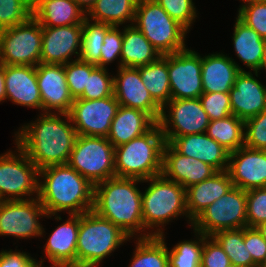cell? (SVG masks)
I'll return each mask as SVG.
<instances>
[{
    "mask_svg": "<svg viewBox=\"0 0 266 267\" xmlns=\"http://www.w3.org/2000/svg\"><path fill=\"white\" fill-rule=\"evenodd\" d=\"M38 117L15 133L16 146H19L39 169L68 164L77 137L69 114L41 113Z\"/></svg>",
    "mask_w": 266,
    "mask_h": 267,
    "instance_id": "obj_1",
    "label": "cell"
},
{
    "mask_svg": "<svg viewBox=\"0 0 266 267\" xmlns=\"http://www.w3.org/2000/svg\"><path fill=\"white\" fill-rule=\"evenodd\" d=\"M39 177L43 181L39 180L38 199L47 218L56 215V220H62L58 212L80 215L93 209L94 185L69 164L44 167Z\"/></svg>",
    "mask_w": 266,
    "mask_h": 267,
    "instance_id": "obj_2",
    "label": "cell"
},
{
    "mask_svg": "<svg viewBox=\"0 0 266 267\" xmlns=\"http://www.w3.org/2000/svg\"><path fill=\"white\" fill-rule=\"evenodd\" d=\"M139 182L143 181L115 176L94 185L92 210L120 227L130 238L140 232L138 238L151 236L143 226L142 192L136 187Z\"/></svg>",
    "mask_w": 266,
    "mask_h": 267,
    "instance_id": "obj_3",
    "label": "cell"
},
{
    "mask_svg": "<svg viewBox=\"0 0 266 267\" xmlns=\"http://www.w3.org/2000/svg\"><path fill=\"white\" fill-rule=\"evenodd\" d=\"M150 182L148 188L142 192V218L144 229L149 230L151 236H162L165 224L178 216H186L189 226L192 220L186 209V189L175 181L166 179L162 174L151 177L144 182ZM158 228L155 230L154 228ZM154 231V232H153Z\"/></svg>",
    "mask_w": 266,
    "mask_h": 267,
    "instance_id": "obj_4",
    "label": "cell"
},
{
    "mask_svg": "<svg viewBox=\"0 0 266 267\" xmlns=\"http://www.w3.org/2000/svg\"><path fill=\"white\" fill-rule=\"evenodd\" d=\"M165 143L157 123L144 135L115 147L116 177L143 181L161 175Z\"/></svg>",
    "mask_w": 266,
    "mask_h": 267,
    "instance_id": "obj_5",
    "label": "cell"
},
{
    "mask_svg": "<svg viewBox=\"0 0 266 267\" xmlns=\"http://www.w3.org/2000/svg\"><path fill=\"white\" fill-rule=\"evenodd\" d=\"M130 237L93 210L79 215L76 267H98Z\"/></svg>",
    "mask_w": 266,
    "mask_h": 267,
    "instance_id": "obj_6",
    "label": "cell"
},
{
    "mask_svg": "<svg viewBox=\"0 0 266 267\" xmlns=\"http://www.w3.org/2000/svg\"><path fill=\"white\" fill-rule=\"evenodd\" d=\"M133 25L161 56L186 49L188 31L176 22L156 0H138Z\"/></svg>",
    "mask_w": 266,
    "mask_h": 267,
    "instance_id": "obj_7",
    "label": "cell"
},
{
    "mask_svg": "<svg viewBox=\"0 0 266 267\" xmlns=\"http://www.w3.org/2000/svg\"><path fill=\"white\" fill-rule=\"evenodd\" d=\"M68 164L93 185L115 177V147L107 137L77 135Z\"/></svg>",
    "mask_w": 266,
    "mask_h": 267,
    "instance_id": "obj_8",
    "label": "cell"
},
{
    "mask_svg": "<svg viewBox=\"0 0 266 267\" xmlns=\"http://www.w3.org/2000/svg\"><path fill=\"white\" fill-rule=\"evenodd\" d=\"M0 155V201L34 199L39 193L40 169L19 147ZM16 152V153H15ZM7 195V196H6Z\"/></svg>",
    "mask_w": 266,
    "mask_h": 267,
    "instance_id": "obj_9",
    "label": "cell"
},
{
    "mask_svg": "<svg viewBox=\"0 0 266 267\" xmlns=\"http://www.w3.org/2000/svg\"><path fill=\"white\" fill-rule=\"evenodd\" d=\"M191 226L206 236H212L222 230L246 228V190L233 186L207 206Z\"/></svg>",
    "mask_w": 266,
    "mask_h": 267,
    "instance_id": "obj_10",
    "label": "cell"
},
{
    "mask_svg": "<svg viewBox=\"0 0 266 267\" xmlns=\"http://www.w3.org/2000/svg\"><path fill=\"white\" fill-rule=\"evenodd\" d=\"M42 49V26L31 16L26 22L0 33V63L37 66Z\"/></svg>",
    "mask_w": 266,
    "mask_h": 267,
    "instance_id": "obj_11",
    "label": "cell"
},
{
    "mask_svg": "<svg viewBox=\"0 0 266 267\" xmlns=\"http://www.w3.org/2000/svg\"><path fill=\"white\" fill-rule=\"evenodd\" d=\"M209 122L200 99L192 98L171 99L162 108L158 124L165 142L171 143L176 137L205 133Z\"/></svg>",
    "mask_w": 266,
    "mask_h": 267,
    "instance_id": "obj_12",
    "label": "cell"
},
{
    "mask_svg": "<svg viewBox=\"0 0 266 267\" xmlns=\"http://www.w3.org/2000/svg\"><path fill=\"white\" fill-rule=\"evenodd\" d=\"M46 215L38 196L34 199L0 201V235L19 239L42 236L45 230L39 218Z\"/></svg>",
    "mask_w": 266,
    "mask_h": 267,
    "instance_id": "obj_13",
    "label": "cell"
},
{
    "mask_svg": "<svg viewBox=\"0 0 266 267\" xmlns=\"http://www.w3.org/2000/svg\"><path fill=\"white\" fill-rule=\"evenodd\" d=\"M119 106L114 94L97 100L75 98L68 114L77 135L107 137Z\"/></svg>",
    "mask_w": 266,
    "mask_h": 267,
    "instance_id": "obj_14",
    "label": "cell"
},
{
    "mask_svg": "<svg viewBox=\"0 0 266 267\" xmlns=\"http://www.w3.org/2000/svg\"><path fill=\"white\" fill-rule=\"evenodd\" d=\"M202 56L188 48L168 54L171 99L199 98L202 88Z\"/></svg>",
    "mask_w": 266,
    "mask_h": 267,
    "instance_id": "obj_15",
    "label": "cell"
},
{
    "mask_svg": "<svg viewBox=\"0 0 266 267\" xmlns=\"http://www.w3.org/2000/svg\"><path fill=\"white\" fill-rule=\"evenodd\" d=\"M113 76L114 96L121 106L149 114L157 123L162 108L153 100L142 82L138 68L119 67Z\"/></svg>",
    "mask_w": 266,
    "mask_h": 267,
    "instance_id": "obj_16",
    "label": "cell"
},
{
    "mask_svg": "<svg viewBox=\"0 0 266 267\" xmlns=\"http://www.w3.org/2000/svg\"><path fill=\"white\" fill-rule=\"evenodd\" d=\"M36 76L42 112L69 113L74 99L68 89L64 65L39 63L36 66Z\"/></svg>",
    "mask_w": 266,
    "mask_h": 267,
    "instance_id": "obj_17",
    "label": "cell"
},
{
    "mask_svg": "<svg viewBox=\"0 0 266 267\" xmlns=\"http://www.w3.org/2000/svg\"><path fill=\"white\" fill-rule=\"evenodd\" d=\"M81 36L82 24L42 27L40 63L64 65L71 62L72 55L79 59Z\"/></svg>",
    "mask_w": 266,
    "mask_h": 267,
    "instance_id": "obj_18",
    "label": "cell"
},
{
    "mask_svg": "<svg viewBox=\"0 0 266 267\" xmlns=\"http://www.w3.org/2000/svg\"><path fill=\"white\" fill-rule=\"evenodd\" d=\"M227 171L233 186L242 190L266 187V150L240 147L230 153Z\"/></svg>",
    "mask_w": 266,
    "mask_h": 267,
    "instance_id": "obj_19",
    "label": "cell"
},
{
    "mask_svg": "<svg viewBox=\"0 0 266 267\" xmlns=\"http://www.w3.org/2000/svg\"><path fill=\"white\" fill-rule=\"evenodd\" d=\"M217 171L210 165L179 153L170 143L163 148L162 175L183 188L211 178Z\"/></svg>",
    "mask_w": 266,
    "mask_h": 267,
    "instance_id": "obj_20",
    "label": "cell"
},
{
    "mask_svg": "<svg viewBox=\"0 0 266 267\" xmlns=\"http://www.w3.org/2000/svg\"><path fill=\"white\" fill-rule=\"evenodd\" d=\"M232 115L247 120L266 110V86L251 71H241L229 92Z\"/></svg>",
    "mask_w": 266,
    "mask_h": 267,
    "instance_id": "obj_21",
    "label": "cell"
},
{
    "mask_svg": "<svg viewBox=\"0 0 266 267\" xmlns=\"http://www.w3.org/2000/svg\"><path fill=\"white\" fill-rule=\"evenodd\" d=\"M5 86L6 100L42 110L35 66L5 65Z\"/></svg>",
    "mask_w": 266,
    "mask_h": 267,
    "instance_id": "obj_22",
    "label": "cell"
},
{
    "mask_svg": "<svg viewBox=\"0 0 266 267\" xmlns=\"http://www.w3.org/2000/svg\"><path fill=\"white\" fill-rule=\"evenodd\" d=\"M170 144L182 155L198 159L217 172L228 169L230 152L206 133L176 137Z\"/></svg>",
    "mask_w": 266,
    "mask_h": 267,
    "instance_id": "obj_23",
    "label": "cell"
},
{
    "mask_svg": "<svg viewBox=\"0 0 266 267\" xmlns=\"http://www.w3.org/2000/svg\"><path fill=\"white\" fill-rule=\"evenodd\" d=\"M241 71L245 70L232 57L223 53H213L202 57L203 93H229Z\"/></svg>",
    "mask_w": 266,
    "mask_h": 267,
    "instance_id": "obj_24",
    "label": "cell"
},
{
    "mask_svg": "<svg viewBox=\"0 0 266 267\" xmlns=\"http://www.w3.org/2000/svg\"><path fill=\"white\" fill-rule=\"evenodd\" d=\"M69 218L58 225L44 245L46 258L51 263H61L76 267V246L79 231V215L69 214Z\"/></svg>",
    "mask_w": 266,
    "mask_h": 267,
    "instance_id": "obj_25",
    "label": "cell"
},
{
    "mask_svg": "<svg viewBox=\"0 0 266 267\" xmlns=\"http://www.w3.org/2000/svg\"><path fill=\"white\" fill-rule=\"evenodd\" d=\"M233 187L229 172L218 171L211 178L186 189V209L194 221L207 206L218 200Z\"/></svg>",
    "mask_w": 266,
    "mask_h": 267,
    "instance_id": "obj_26",
    "label": "cell"
},
{
    "mask_svg": "<svg viewBox=\"0 0 266 267\" xmlns=\"http://www.w3.org/2000/svg\"><path fill=\"white\" fill-rule=\"evenodd\" d=\"M156 124L149 114L120 105L112 120L107 139L114 147L121 146L144 135Z\"/></svg>",
    "mask_w": 266,
    "mask_h": 267,
    "instance_id": "obj_27",
    "label": "cell"
},
{
    "mask_svg": "<svg viewBox=\"0 0 266 267\" xmlns=\"http://www.w3.org/2000/svg\"><path fill=\"white\" fill-rule=\"evenodd\" d=\"M32 16L42 27L83 24L86 14L74 0H32Z\"/></svg>",
    "mask_w": 266,
    "mask_h": 267,
    "instance_id": "obj_28",
    "label": "cell"
},
{
    "mask_svg": "<svg viewBox=\"0 0 266 267\" xmlns=\"http://www.w3.org/2000/svg\"><path fill=\"white\" fill-rule=\"evenodd\" d=\"M121 66L138 68L156 61L161 55L133 24L124 26Z\"/></svg>",
    "mask_w": 266,
    "mask_h": 267,
    "instance_id": "obj_29",
    "label": "cell"
},
{
    "mask_svg": "<svg viewBox=\"0 0 266 267\" xmlns=\"http://www.w3.org/2000/svg\"><path fill=\"white\" fill-rule=\"evenodd\" d=\"M232 38L237 57L258 77L262 62L264 39L238 17L235 21Z\"/></svg>",
    "mask_w": 266,
    "mask_h": 267,
    "instance_id": "obj_30",
    "label": "cell"
},
{
    "mask_svg": "<svg viewBox=\"0 0 266 267\" xmlns=\"http://www.w3.org/2000/svg\"><path fill=\"white\" fill-rule=\"evenodd\" d=\"M142 82L153 100L163 108L171 100L168 54L150 64L138 67Z\"/></svg>",
    "mask_w": 266,
    "mask_h": 267,
    "instance_id": "obj_31",
    "label": "cell"
},
{
    "mask_svg": "<svg viewBox=\"0 0 266 267\" xmlns=\"http://www.w3.org/2000/svg\"><path fill=\"white\" fill-rule=\"evenodd\" d=\"M138 0H96L95 5L86 15L91 21L107 23L119 27L124 23L134 22ZM89 16V17H88Z\"/></svg>",
    "mask_w": 266,
    "mask_h": 267,
    "instance_id": "obj_32",
    "label": "cell"
},
{
    "mask_svg": "<svg viewBox=\"0 0 266 267\" xmlns=\"http://www.w3.org/2000/svg\"><path fill=\"white\" fill-rule=\"evenodd\" d=\"M164 235L136 238L129 267H169V250Z\"/></svg>",
    "mask_w": 266,
    "mask_h": 267,
    "instance_id": "obj_33",
    "label": "cell"
},
{
    "mask_svg": "<svg viewBox=\"0 0 266 267\" xmlns=\"http://www.w3.org/2000/svg\"><path fill=\"white\" fill-rule=\"evenodd\" d=\"M205 133L230 153L244 146V120L235 115L210 121Z\"/></svg>",
    "mask_w": 266,
    "mask_h": 267,
    "instance_id": "obj_34",
    "label": "cell"
},
{
    "mask_svg": "<svg viewBox=\"0 0 266 267\" xmlns=\"http://www.w3.org/2000/svg\"><path fill=\"white\" fill-rule=\"evenodd\" d=\"M90 21L91 20L86 16L82 24L79 59L96 65L100 61L104 37L112 26L107 23Z\"/></svg>",
    "mask_w": 266,
    "mask_h": 267,
    "instance_id": "obj_35",
    "label": "cell"
},
{
    "mask_svg": "<svg viewBox=\"0 0 266 267\" xmlns=\"http://www.w3.org/2000/svg\"><path fill=\"white\" fill-rule=\"evenodd\" d=\"M212 237L220 244L231 264L238 267H253V259L244 244V228L222 230Z\"/></svg>",
    "mask_w": 266,
    "mask_h": 267,
    "instance_id": "obj_36",
    "label": "cell"
},
{
    "mask_svg": "<svg viewBox=\"0 0 266 267\" xmlns=\"http://www.w3.org/2000/svg\"><path fill=\"white\" fill-rule=\"evenodd\" d=\"M194 233L196 240L181 241L169 251V267H200L204 234Z\"/></svg>",
    "mask_w": 266,
    "mask_h": 267,
    "instance_id": "obj_37",
    "label": "cell"
},
{
    "mask_svg": "<svg viewBox=\"0 0 266 267\" xmlns=\"http://www.w3.org/2000/svg\"><path fill=\"white\" fill-rule=\"evenodd\" d=\"M32 16V0H0V27L10 28Z\"/></svg>",
    "mask_w": 266,
    "mask_h": 267,
    "instance_id": "obj_38",
    "label": "cell"
},
{
    "mask_svg": "<svg viewBox=\"0 0 266 267\" xmlns=\"http://www.w3.org/2000/svg\"><path fill=\"white\" fill-rule=\"evenodd\" d=\"M96 66L80 59H74L64 64L68 89L73 99L78 98L84 92V89H87L88 78Z\"/></svg>",
    "mask_w": 266,
    "mask_h": 267,
    "instance_id": "obj_39",
    "label": "cell"
},
{
    "mask_svg": "<svg viewBox=\"0 0 266 267\" xmlns=\"http://www.w3.org/2000/svg\"><path fill=\"white\" fill-rule=\"evenodd\" d=\"M114 92L113 76L110 77L107 68L96 66L88 78L87 89L79 99L97 100L112 96Z\"/></svg>",
    "mask_w": 266,
    "mask_h": 267,
    "instance_id": "obj_40",
    "label": "cell"
},
{
    "mask_svg": "<svg viewBox=\"0 0 266 267\" xmlns=\"http://www.w3.org/2000/svg\"><path fill=\"white\" fill-rule=\"evenodd\" d=\"M246 214L249 228L266 222V187L246 191Z\"/></svg>",
    "mask_w": 266,
    "mask_h": 267,
    "instance_id": "obj_41",
    "label": "cell"
},
{
    "mask_svg": "<svg viewBox=\"0 0 266 267\" xmlns=\"http://www.w3.org/2000/svg\"><path fill=\"white\" fill-rule=\"evenodd\" d=\"M159 5L188 32L197 17L193 0H156Z\"/></svg>",
    "mask_w": 266,
    "mask_h": 267,
    "instance_id": "obj_42",
    "label": "cell"
},
{
    "mask_svg": "<svg viewBox=\"0 0 266 267\" xmlns=\"http://www.w3.org/2000/svg\"><path fill=\"white\" fill-rule=\"evenodd\" d=\"M237 17L266 39V0L240 6Z\"/></svg>",
    "mask_w": 266,
    "mask_h": 267,
    "instance_id": "obj_43",
    "label": "cell"
},
{
    "mask_svg": "<svg viewBox=\"0 0 266 267\" xmlns=\"http://www.w3.org/2000/svg\"><path fill=\"white\" fill-rule=\"evenodd\" d=\"M244 146L266 150V110L244 121Z\"/></svg>",
    "mask_w": 266,
    "mask_h": 267,
    "instance_id": "obj_44",
    "label": "cell"
},
{
    "mask_svg": "<svg viewBox=\"0 0 266 267\" xmlns=\"http://www.w3.org/2000/svg\"><path fill=\"white\" fill-rule=\"evenodd\" d=\"M209 120H219L232 114L229 93H203L199 97Z\"/></svg>",
    "mask_w": 266,
    "mask_h": 267,
    "instance_id": "obj_45",
    "label": "cell"
},
{
    "mask_svg": "<svg viewBox=\"0 0 266 267\" xmlns=\"http://www.w3.org/2000/svg\"><path fill=\"white\" fill-rule=\"evenodd\" d=\"M123 32L118 27L112 26L104 37L101 48L100 61L96 64L98 67L107 68L106 65L113 63L119 57V67H121V51H122Z\"/></svg>",
    "mask_w": 266,
    "mask_h": 267,
    "instance_id": "obj_46",
    "label": "cell"
},
{
    "mask_svg": "<svg viewBox=\"0 0 266 267\" xmlns=\"http://www.w3.org/2000/svg\"><path fill=\"white\" fill-rule=\"evenodd\" d=\"M231 264L220 244L212 237L204 235L200 267H227Z\"/></svg>",
    "mask_w": 266,
    "mask_h": 267,
    "instance_id": "obj_47",
    "label": "cell"
},
{
    "mask_svg": "<svg viewBox=\"0 0 266 267\" xmlns=\"http://www.w3.org/2000/svg\"><path fill=\"white\" fill-rule=\"evenodd\" d=\"M244 244L249 250L253 267H260L266 259V240L256 228H244Z\"/></svg>",
    "mask_w": 266,
    "mask_h": 267,
    "instance_id": "obj_48",
    "label": "cell"
},
{
    "mask_svg": "<svg viewBox=\"0 0 266 267\" xmlns=\"http://www.w3.org/2000/svg\"><path fill=\"white\" fill-rule=\"evenodd\" d=\"M35 259L27 252L2 250L0 252V267H31Z\"/></svg>",
    "mask_w": 266,
    "mask_h": 267,
    "instance_id": "obj_49",
    "label": "cell"
},
{
    "mask_svg": "<svg viewBox=\"0 0 266 267\" xmlns=\"http://www.w3.org/2000/svg\"><path fill=\"white\" fill-rule=\"evenodd\" d=\"M6 100L5 64L0 63V102Z\"/></svg>",
    "mask_w": 266,
    "mask_h": 267,
    "instance_id": "obj_50",
    "label": "cell"
},
{
    "mask_svg": "<svg viewBox=\"0 0 266 267\" xmlns=\"http://www.w3.org/2000/svg\"><path fill=\"white\" fill-rule=\"evenodd\" d=\"M79 8L87 15L96 3V0H74Z\"/></svg>",
    "mask_w": 266,
    "mask_h": 267,
    "instance_id": "obj_51",
    "label": "cell"
},
{
    "mask_svg": "<svg viewBox=\"0 0 266 267\" xmlns=\"http://www.w3.org/2000/svg\"><path fill=\"white\" fill-rule=\"evenodd\" d=\"M44 259L40 260L39 262H36V259L33 261L32 266L31 267H43ZM53 266L52 267H69L65 264H61V263H51Z\"/></svg>",
    "mask_w": 266,
    "mask_h": 267,
    "instance_id": "obj_52",
    "label": "cell"
},
{
    "mask_svg": "<svg viewBox=\"0 0 266 267\" xmlns=\"http://www.w3.org/2000/svg\"><path fill=\"white\" fill-rule=\"evenodd\" d=\"M266 70V39H264L263 43V55H262V62H261V67L260 70Z\"/></svg>",
    "mask_w": 266,
    "mask_h": 267,
    "instance_id": "obj_53",
    "label": "cell"
},
{
    "mask_svg": "<svg viewBox=\"0 0 266 267\" xmlns=\"http://www.w3.org/2000/svg\"><path fill=\"white\" fill-rule=\"evenodd\" d=\"M255 228L258 230V232L261 234V236L266 240V222L258 225Z\"/></svg>",
    "mask_w": 266,
    "mask_h": 267,
    "instance_id": "obj_54",
    "label": "cell"
},
{
    "mask_svg": "<svg viewBox=\"0 0 266 267\" xmlns=\"http://www.w3.org/2000/svg\"><path fill=\"white\" fill-rule=\"evenodd\" d=\"M257 1H261V0H242V2L244 3V4H242V6L249 4V3H252V2H257Z\"/></svg>",
    "mask_w": 266,
    "mask_h": 267,
    "instance_id": "obj_55",
    "label": "cell"
},
{
    "mask_svg": "<svg viewBox=\"0 0 266 267\" xmlns=\"http://www.w3.org/2000/svg\"><path fill=\"white\" fill-rule=\"evenodd\" d=\"M260 267H266V259L264 260L263 264Z\"/></svg>",
    "mask_w": 266,
    "mask_h": 267,
    "instance_id": "obj_56",
    "label": "cell"
},
{
    "mask_svg": "<svg viewBox=\"0 0 266 267\" xmlns=\"http://www.w3.org/2000/svg\"><path fill=\"white\" fill-rule=\"evenodd\" d=\"M227 267H238V266H235V265H233V264H230V265H228Z\"/></svg>",
    "mask_w": 266,
    "mask_h": 267,
    "instance_id": "obj_57",
    "label": "cell"
}]
</instances>
